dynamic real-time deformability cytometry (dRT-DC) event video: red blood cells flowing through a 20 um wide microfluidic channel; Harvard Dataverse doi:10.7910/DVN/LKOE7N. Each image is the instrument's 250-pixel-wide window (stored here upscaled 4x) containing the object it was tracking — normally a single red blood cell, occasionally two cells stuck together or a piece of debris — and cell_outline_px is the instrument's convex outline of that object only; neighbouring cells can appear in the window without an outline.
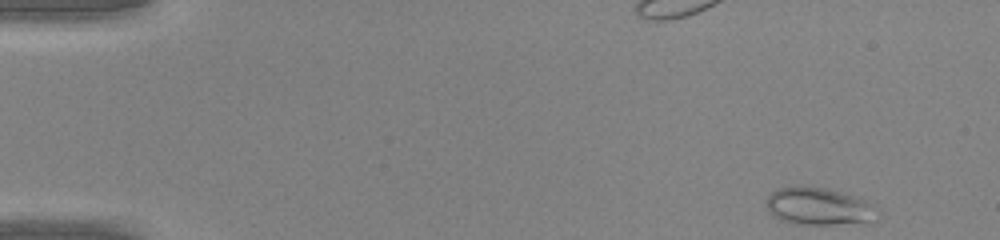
{"species": "common noctule bat (a hibernating species)", "species_latin": "Nyctalus noctula", "temperature_condition": "warm", "stored_images_in_passage": 43, "camera_frame_rate_fps": 3000, "um_per_image_px": 0.085, "animal": {"sex": "male", "body_mass_g": 20.0, "forearm_length_mm": 53.3}, "frame": {"image": 1, "passage_image": 1, "time_ms": 0.0, "image_size_px": [1000, 240], "cell_outline_px": [[864, 224], [796, 224], [780, 220], [764, 204], [768, 196], [772, 192], [780, 188], [800, 184], [824, 188], [840, 192], [864, 200]], "centroid_in_image_um": [69.29, 17.51], "position_along_channel_um": 15.7, "area_um2": 22.77}}
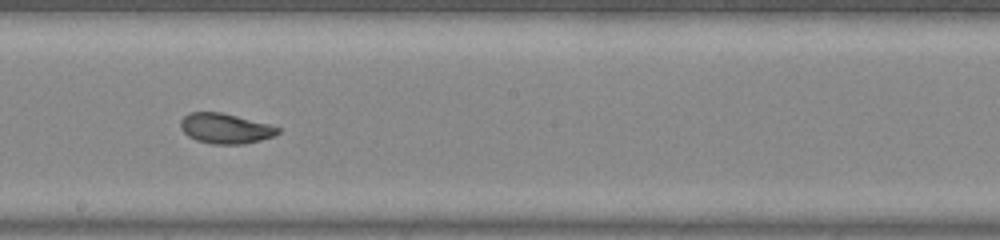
{"frame": {"image": 2, "passage_image": 24, "time_ms": 7.667, "image_size_px": [1000, 240], "cell_outline_px": [[280, 132], [276, 136], [244, 144], [212, 144], [196, 140], [188, 136], [180, 128], [180, 120], [188, 112], [220, 112], [268, 124], [280, 128]], "centroid_in_image_um": [19.14, 10.92], "position_along_channel_um": 229.1, "area_um2": 17.11}}
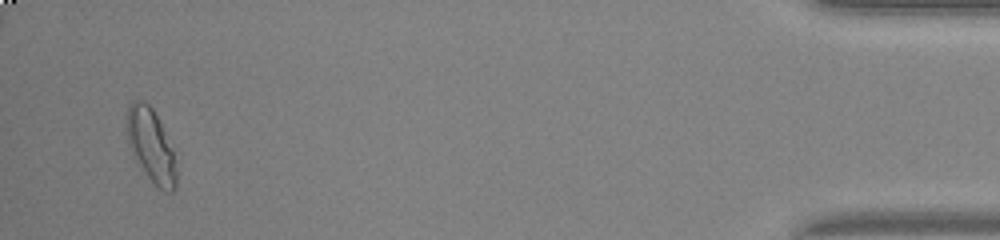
{"frame": {"image": 3, "passage_image": 42, "time_ms": 13.667, "image_size_px": [1000, 240], "cell_outline_px": [[176, 188], [172, 192], [168, 192], [160, 188], [148, 176], [132, 156], [128, 144], [124, 120], [128, 104], [132, 100], [144, 100], [152, 108], [164, 132], [172, 152], [176, 168]], "centroid_in_image_um": [12.76, 12.31], "position_along_channel_um": 422.4, "area_um2": 21.04}}